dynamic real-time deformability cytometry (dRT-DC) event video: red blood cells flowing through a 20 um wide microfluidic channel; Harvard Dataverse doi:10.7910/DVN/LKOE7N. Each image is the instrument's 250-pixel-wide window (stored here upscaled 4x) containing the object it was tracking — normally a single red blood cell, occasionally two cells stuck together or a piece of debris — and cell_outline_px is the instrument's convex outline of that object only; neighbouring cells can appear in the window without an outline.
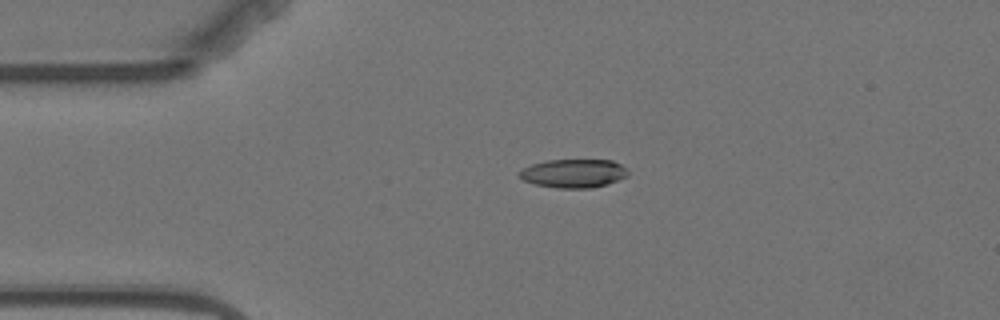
{"species": "Egyptian fruit bat (a non-hibernating species)", "species_latin": "Rousettus aegyptiacus", "temperature_condition": "warm", "stored_images_in_passage": 3, "camera_frame_rate_fps": 3000, "um_per_image_px": 0.085, "animal": {"sex": "female"}, "frame": {"image": 1, "passage_image": 3, "time_ms": 2.333, "image_size_px": [1000, 320], "cell_outline_px": [[628, 176], [592, 188], [556, 188], [536, 184], [524, 180], [520, 176], [520, 172], [524, 168], [532, 164], [548, 160], [612, 160], [620, 164], [628, 172]], "centroid_in_image_um": [48.76, 14.73], "position_along_channel_um": 36.2, "area_um2": 17.74}}